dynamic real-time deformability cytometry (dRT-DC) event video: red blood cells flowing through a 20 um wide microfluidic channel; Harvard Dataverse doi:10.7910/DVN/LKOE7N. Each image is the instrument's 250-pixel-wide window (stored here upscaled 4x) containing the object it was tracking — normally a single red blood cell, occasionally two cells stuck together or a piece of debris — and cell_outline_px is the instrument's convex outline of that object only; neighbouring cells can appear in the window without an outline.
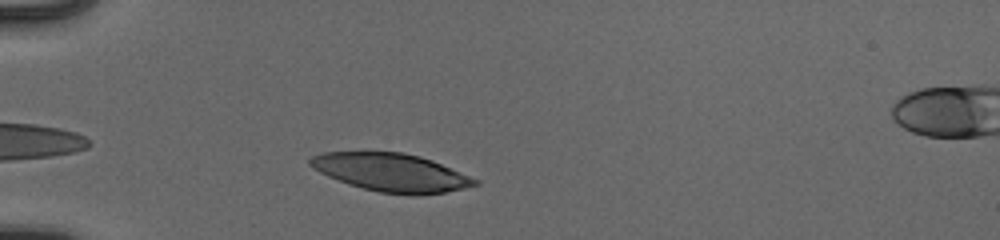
{"species": "human", "species_latin": "Homo sapiens", "temperature_condition": "cold", "stored_images_in_passage": 35, "camera_frame_rate_fps": 3000, "um_per_image_px": 0.085, "donor": {"sex": "male"}, "frame": {"image": 1, "passage_image": 3, "time_ms": 0.667, "image_size_px": [1000, 240], "cell_outline_px": [[480, 184], [464, 188], [444, 192], [416, 196], [412, 196], [380, 192], [348, 184], [328, 176], [320, 172], [308, 164], [308, 160], [312, 156], [324, 152], [404, 152], [420, 156], [432, 160], [480, 180]], "centroid_in_image_um": [33.28, 14.66], "position_along_channel_um": 51.7, "area_um2": 36.59}}
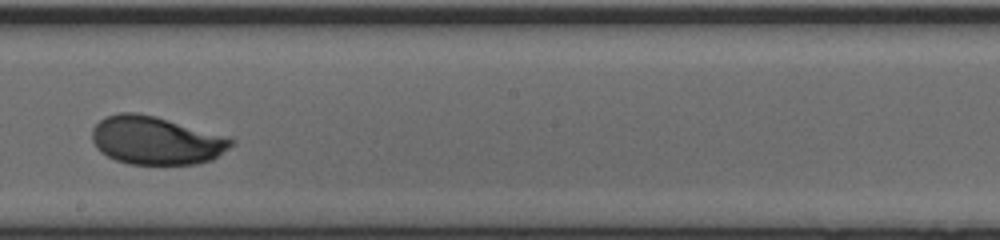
{"frame": {"image": 2, "passage_image": 19, "time_ms": 6.0, "image_size_px": [1000, 240], "cell_outline_px": [[236, 144], [212, 160], [196, 164], [128, 164], [116, 160], [100, 152], [96, 148], [92, 140], [92, 128], [104, 116], [120, 112], [136, 112], [156, 116], [228, 136], [236, 140]], "centroid_in_image_um": [13.28, 11.93], "position_along_channel_um": 234.9, "area_um2": 39.54}}
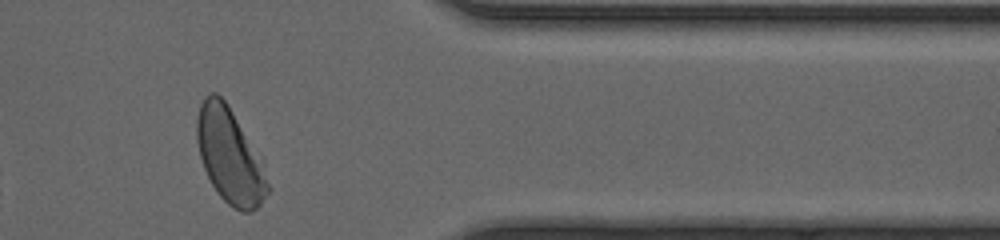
{"frame": {"image": 3, "passage_image": 32, "time_ms": 10.333, "image_size_px": [1000, 240], "cell_outline_px": [[268, 192], [260, 204], [252, 212], [240, 212], [232, 208], [216, 192], [204, 168], [200, 156], [196, 140], [196, 120], [200, 104], [204, 96], [208, 92], [216, 92], [228, 104], [268, 184]], "centroid_in_image_um": [19.41, 13.26], "position_along_channel_um": 392.0, "area_um2": 37.4}, "authors_computed_cell_mechanics": {"area_um2": 39.015, "velocity_mm_per_s": 3.8986, "shape_relaxation_time_tau1_ms": 2.3671, "shape_relaxation_time_tau2_ms": 0.8124, "deformation_change_tau1": 0.1384, "deformation_change_tau2": 0.0407}}